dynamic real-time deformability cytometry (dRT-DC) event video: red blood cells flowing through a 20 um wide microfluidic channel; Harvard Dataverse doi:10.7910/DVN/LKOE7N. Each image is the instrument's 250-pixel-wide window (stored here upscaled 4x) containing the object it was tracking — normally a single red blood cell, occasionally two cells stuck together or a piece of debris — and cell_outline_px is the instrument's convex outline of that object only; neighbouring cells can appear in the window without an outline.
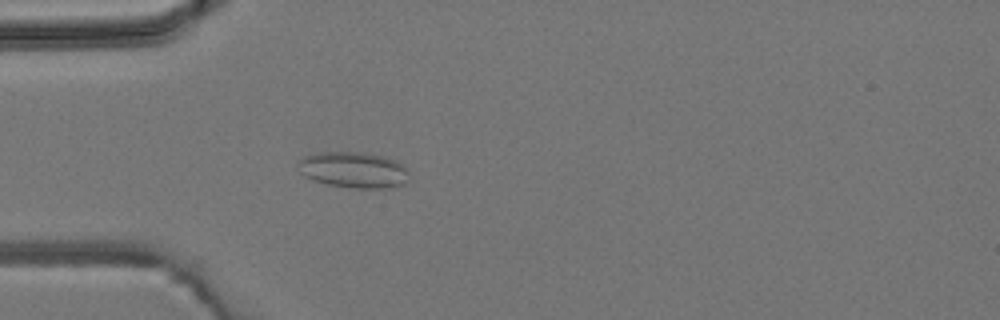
{"species": "common noctule bat (a hibernating species)", "species_latin": "Nyctalus noctula", "temperature_condition": "room temperature", "stored_images_in_passage": 3, "camera_frame_rate_fps": 3000, "um_per_image_px": 0.085, "animal": {"sex": "male", "body_mass_g": 19.2, "forearm_length_mm": 51.8}, "frame": {"image": 1, "passage_image": 3, "time_ms": 2.333, "image_size_px": [1000, 320], "cell_outline_px": [[408, 180], [404, 184], [392, 188], [356, 188], [328, 184], [312, 180], [304, 176], [300, 172], [296, 164], [296, 160], [300, 156], [316, 152], [360, 152], [380, 156], [396, 160], [408, 172]], "centroid_in_image_um": [29.97, 14.43], "position_along_channel_um": 55.0, "area_um2": 23.52}}